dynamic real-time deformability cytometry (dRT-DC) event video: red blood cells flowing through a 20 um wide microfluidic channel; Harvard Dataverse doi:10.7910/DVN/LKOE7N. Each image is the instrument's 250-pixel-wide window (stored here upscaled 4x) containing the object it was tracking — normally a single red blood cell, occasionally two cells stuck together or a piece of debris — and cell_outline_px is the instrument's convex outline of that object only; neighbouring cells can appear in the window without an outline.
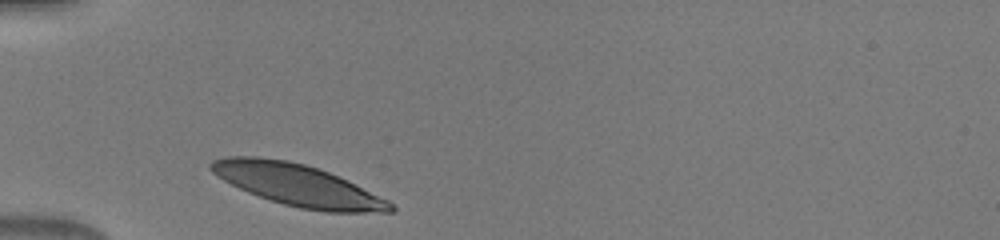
{"species": "human", "species_latin": "Homo sapiens", "temperature_condition": "warm", "stored_images_in_passage": 28, "camera_frame_rate_fps": 3000, "um_per_image_px": 0.085, "donor": {"sex": "male"}, "frame": {"image": 1, "passage_image": 1, "time_ms": 0.0, "image_size_px": [1000, 240], "cell_outline_px": [[396, 208], [392, 212], [324, 212], [300, 208], [284, 204], [248, 192], [216, 176], [208, 168], [208, 164], [212, 160], [224, 156], [256, 156], [288, 160], [304, 164], [328, 172], [388, 200]], "centroid_in_image_um": [25.25, 15.72], "position_along_channel_um": 59.7, "area_um2": 43.18}}